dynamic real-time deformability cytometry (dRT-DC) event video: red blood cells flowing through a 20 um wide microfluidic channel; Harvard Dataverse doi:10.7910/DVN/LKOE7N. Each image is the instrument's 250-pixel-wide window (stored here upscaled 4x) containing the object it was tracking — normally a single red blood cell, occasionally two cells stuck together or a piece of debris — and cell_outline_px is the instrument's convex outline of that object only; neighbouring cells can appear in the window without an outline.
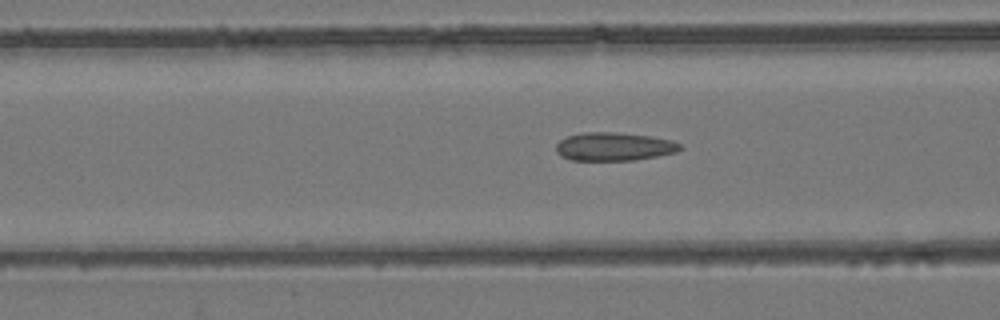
{"species": "common noctule bat (a hibernating species)", "species_latin": "Nyctalus noctula", "temperature_condition": "room temperature", "stored_images_in_passage": 44, "camera_frame_rate_fps": 3000, "um_per_image_px": 0.085, "animal": {"sex": "female", "body_mass_g": 24.6, "forearm_length_mm": 56.2}, "frame": {"image": 1, "passage_image": 12, "time_ms": 3.667, "image_size_px": [1000, 320], "cell_outline_px": [[684, 148], [676, 152], [636, 160], [572, 160], [560, 156], [556, 152], [556, 144], [560, 140], [568, 136], [584, 132], [612, 132], [648, 136], [672, 140], [680, 144]], "centroid_in_image_um": [52.18, 12.46], "position_along_channel_um": 114.4, "area_um2": 20.4}}
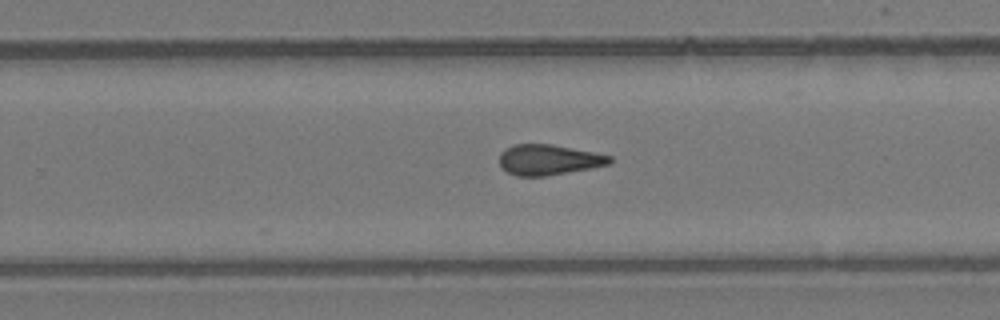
{"frame": {"image": 2, "passage_image": 25, "time_ms": 8.0, "image_size_px": [1000, 320], "cell_outline_px": [[612, 164], [592, 168], [544, 176], [516, 176], [508, 172], [500, 164], [500, 152], [504, 148], [512, 144], [552, 144], [612, 156]], "centroid_in_image_um": [46.63, 13.57], "position_along_channel_um": 283.2, "area_um2": 19.59}}
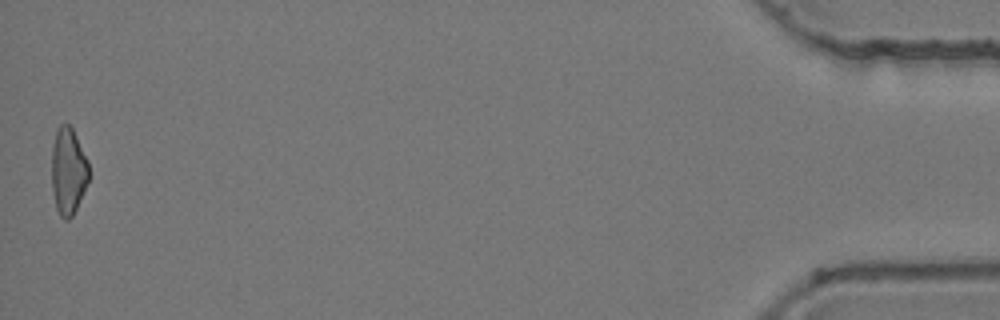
{"frame": {"image": 3, "passage_image": 44, "time_ms": 14.333, "image_size_px": [1000, 320], "cell_outline_px": [[88, 180], [76, 208], [72, 216], [68, 220], [64, 220], [60, 216], [56, 208], [52, 192], [52, 144], [56, 128], [60, 124], [68, 124], [72, 128], [88, 160]], "centroid_in_image_um": [5.77, 14.53], "position_along_channel_um": 429.4, "area_um2": 18.79}, "authors_computed_cell_mechanics": {"area_um2": 20.1722, "velocity_mm_per_s": 3.8919, "shape_relaxation_time_tau1_ms": null, "shape_relaxation_time_tau2_ms": 1.8686, "deformation_change_tau1": null, "deformation_change_tau2": 0.1081}}